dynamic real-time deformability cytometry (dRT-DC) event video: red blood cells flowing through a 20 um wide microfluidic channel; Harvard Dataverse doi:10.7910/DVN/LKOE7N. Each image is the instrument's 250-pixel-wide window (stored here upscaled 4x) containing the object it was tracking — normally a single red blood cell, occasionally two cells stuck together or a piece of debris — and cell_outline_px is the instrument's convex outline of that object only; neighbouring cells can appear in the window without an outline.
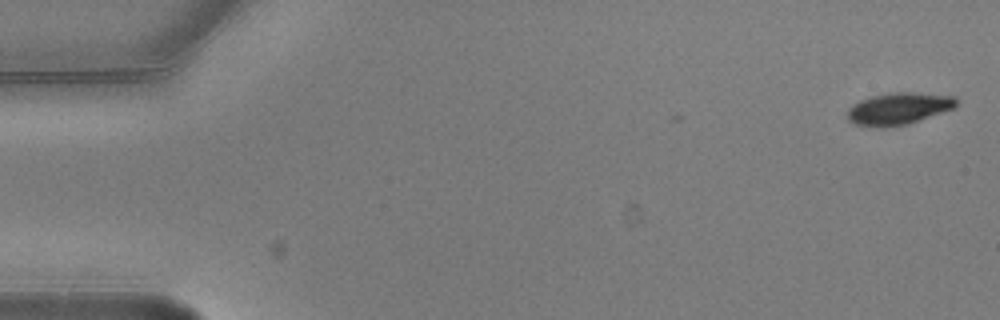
{"species": "common noctule bat (a hibernating species)", "species_latin": "Nyctalus noctula", "temperature_condition": "warm", "stored_images_in_passage": 7, "camera_frame_rate_fps": 3000, "um_per_image_px": 0.085, "animal": {"sex": "male", "body_mass_g": 20.5, "forearm_length_mm": 52.5}, "frame": {"image": 1, "passage_image": 1, "time_ms": 0.0, "image_size_px": [1000, 320], "cell_outline_px": [[956, 108], [908, 124], [856, 124], [848, 120], [848, 108], [852, 104], [860, 100], [872, 96], [888, 92], [912, 92], [956, 96]], "centroid_in_image_um": [76.45, 9.17], "position_along_channel_um": 8.6, "area_um2": 19.71}}
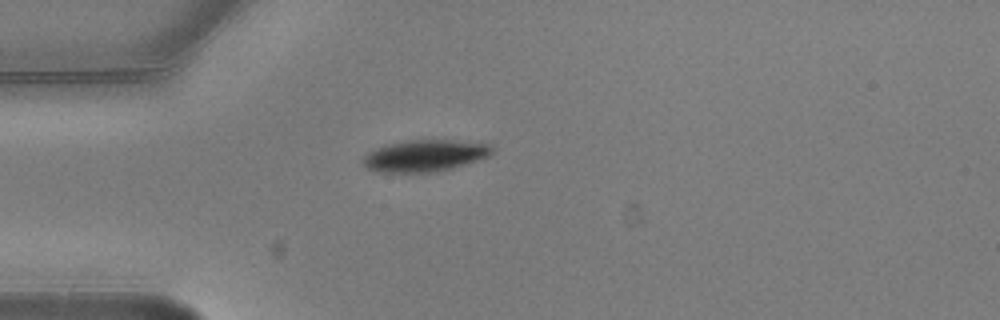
{"frame": {"image": 2, "passage_image": 5, "time_ms": 1.333, "image_size_px": [1000, 320], "cell_outline_px": [[496, 148], [488, 156], [452, 168], [436, 172], [380, 172], [368, 168], [364, 164], [364, 156], [368, 152], [376, 148], [388, 144], [408, 140], [452, 140], [488, 144]], "centroid_in_image_um": [36.12, 13.23], "position_along_channel_um": 48.9, "area_um2": 23.52}}